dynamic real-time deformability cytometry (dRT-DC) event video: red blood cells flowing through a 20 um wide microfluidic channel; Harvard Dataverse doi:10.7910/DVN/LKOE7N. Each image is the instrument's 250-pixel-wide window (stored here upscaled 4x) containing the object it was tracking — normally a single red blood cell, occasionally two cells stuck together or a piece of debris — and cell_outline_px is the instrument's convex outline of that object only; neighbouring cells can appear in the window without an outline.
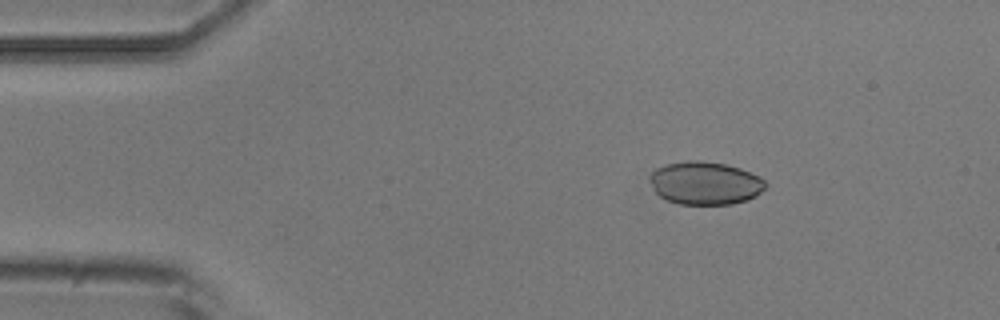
{"species": "common noctule bat (a hibernating species)", "species_latin": "Nyctalus noctula", "temperature_condition": "room temperature", "stored_images_in_passage": 3, "camera_frame_rate_fps": 3000, "um_per_image_px": 0.085, "animal": {"sex": "male", "body_mass_g": 20.5, "forearm_length_mm": 52.5}, "frame": {"image": 1, "passage_image": 1, "time_ms": 0.0, "image_size_px": [1000, 320], "cell_outline_px": [[768, 184], [756, 196], [748, 200], [732, 204], [680, 204], [668, 200], [660, 196], [656, 192], [648, 180], [648, 176], [656, 168], [664, 164], [688, 160], [700, 160], [728, 164], [740, 168], [760, 176]], "centroid_in_image_um": [59.93, 15.55], "position_along_channel_um": 25.1, "area_um2": 29.3}}